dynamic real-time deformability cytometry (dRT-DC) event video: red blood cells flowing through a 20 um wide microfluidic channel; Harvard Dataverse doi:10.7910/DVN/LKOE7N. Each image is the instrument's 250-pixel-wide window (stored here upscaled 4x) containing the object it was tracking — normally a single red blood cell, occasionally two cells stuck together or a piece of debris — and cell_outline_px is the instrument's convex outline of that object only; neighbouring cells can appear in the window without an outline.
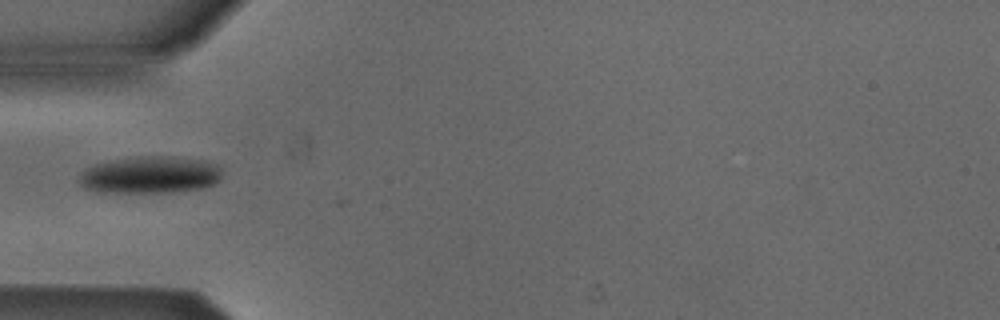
{"species": "Egyptian fruit bat (a non-hibernating species)", "species_latin": "Rousettus aegyptiacus", "temperature_condition": "cold", "stored_images_in_passage": 6, "camera_frame_rate_fps": 3000, "um_per_image_px": 0.085, "animal": {"sex": "male"}, "frame": {"image": 1, "passage_image": 1, "time_ms": 0.0, "image_size_px": [1000, 320], "cell_outline_px": [[220, 180], [204, 188], [172, 192], [96, 192], [84, 188], [80, 184], [80, 176], [84, 168], [96, 164], [136, 156], [172, 156], [204, 160], [220, 164]], "centroid_in_image_um": [12.78, 14.86], "position_along_channel_um": 72.2, "area_um2": 31.04}}
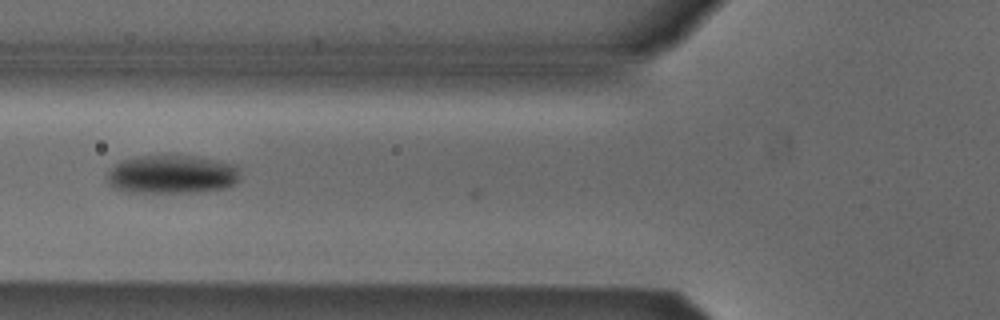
{"frame": {"image": 2, "passage_image": 4, "time_ms": 1.0, "image_size_px": [1000, 320], "cell_outline_px": [[240, 180], [224, 188], [200, 192], [128, 192], [116, 188], [108, 184], [108, 172], [116, 164], [124, 160], [136, 156], [192, 156], [232, 164], [236, 168]], "centroid_in_image_um": [14.59, 14.84], "position_along_channel_um": 111.2, "area_um2": 29.36}}